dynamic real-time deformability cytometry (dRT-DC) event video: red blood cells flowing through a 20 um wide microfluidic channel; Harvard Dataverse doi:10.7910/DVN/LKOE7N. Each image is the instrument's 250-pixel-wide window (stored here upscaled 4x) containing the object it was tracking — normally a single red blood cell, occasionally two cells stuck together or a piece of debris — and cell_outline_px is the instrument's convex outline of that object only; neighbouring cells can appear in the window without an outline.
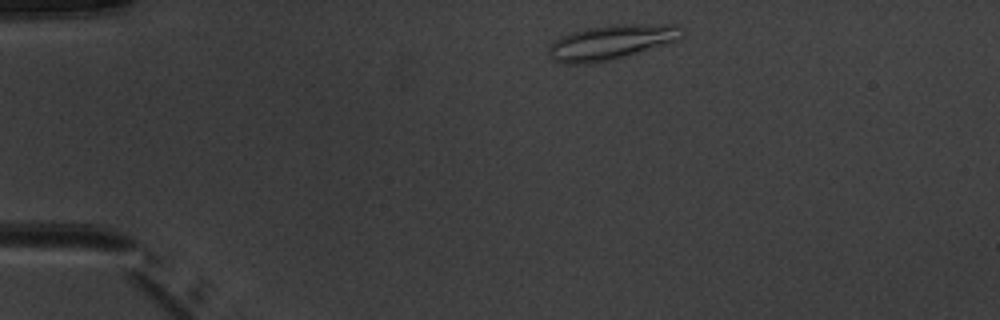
{"species": "common noctule bat (a hibernating species)", "species_latin": "Nyctalus noctula", "temperature_condition": "warm", "stored_images_in_passage": 3, "camera_frame_rate_fps": 3000, "um_per_image_px": 0.085, "animal": {"sex": "male", "body_mass_g": 20.1, "forearm_length_mm": 53.5}, "frame": {"image": 1, "passage_image": 1, "time_ms": 0.0, "image_size_px": [1000, 320], "cell_outline_px": [[684, 36], [680, 40], [624, 56], [608, 60], [584, 64], [564, 64], [552, 60], [548, 52], [548, 48], [560, 36], [572, 32], [588, 28], [616, 24], [680, 24], [684, 28]], "centroid_in_image_um": [52.01, 3.57], "position_along_channel_um": 33.0, "area_um2": 27.05}}
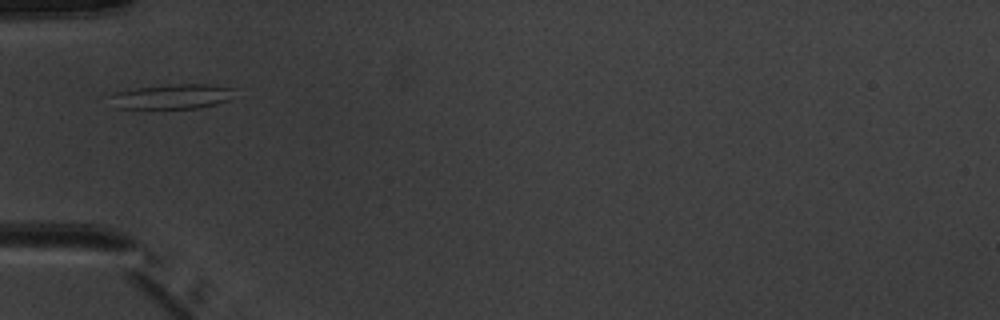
{"frame": {"image": 2, "passage_image": 3, "time_ms": 2.333, "image_size_px": [1000, 320], "cell_outline_px": [[236, 88], [228, 100], [216, 104], [200, 108], [112, 108], [108, 96], [116, 92], [136, 88], [168, 84], [208, 84]], "centroid_in_image_um": [14.58, 8.2], "position_along_channel_um": 70.4, "area_um2": 18.15}}